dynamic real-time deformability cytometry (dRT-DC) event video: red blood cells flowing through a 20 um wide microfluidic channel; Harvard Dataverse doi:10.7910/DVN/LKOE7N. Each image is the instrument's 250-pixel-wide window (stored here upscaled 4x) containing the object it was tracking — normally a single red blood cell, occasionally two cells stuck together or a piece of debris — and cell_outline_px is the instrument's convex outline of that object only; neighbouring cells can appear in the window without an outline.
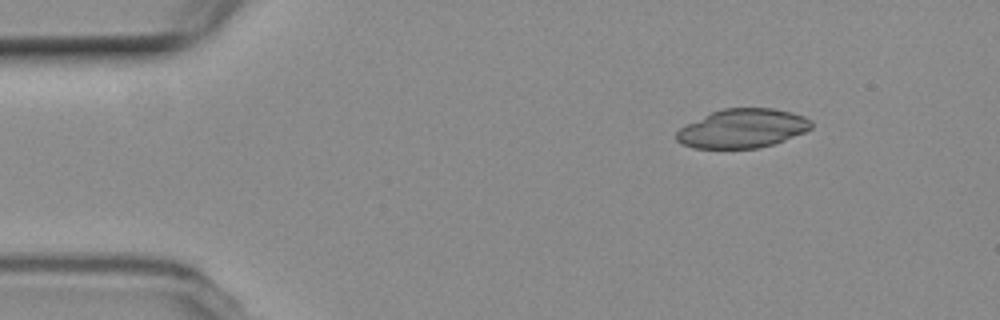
{"species": "common noctule bat (a hibernating species)", "species_latin": "Nyctalus noctula", "temperature_condition": "room temperature", "stored_images_in_passage": 3, "camera_frame_rate_fps": 3000, "um_per_image_px": 0.085, "animal": {"sex": "female", "body_mass_g": 19.3, "forearm_length_mm": 54.1}, "frame": {"image": 1, "passage_image": 1, "time_ms": 0.0, "image_size_px": [1000, 320], "cell_outline_px": [[812, 128], [804, 132], [784, 140], [772, 144], [756, 148], [692, 148], [680, 144], [676, 140], [676, 132], [680, 128], [712, 112], [724, 108], [772, 108], [792, 112], [804, 116], [812, 120]], "centroid_in_image_um": [63.12, 10.92], "position_along_channel_um": 21.9, "area_um2": 30.46}}